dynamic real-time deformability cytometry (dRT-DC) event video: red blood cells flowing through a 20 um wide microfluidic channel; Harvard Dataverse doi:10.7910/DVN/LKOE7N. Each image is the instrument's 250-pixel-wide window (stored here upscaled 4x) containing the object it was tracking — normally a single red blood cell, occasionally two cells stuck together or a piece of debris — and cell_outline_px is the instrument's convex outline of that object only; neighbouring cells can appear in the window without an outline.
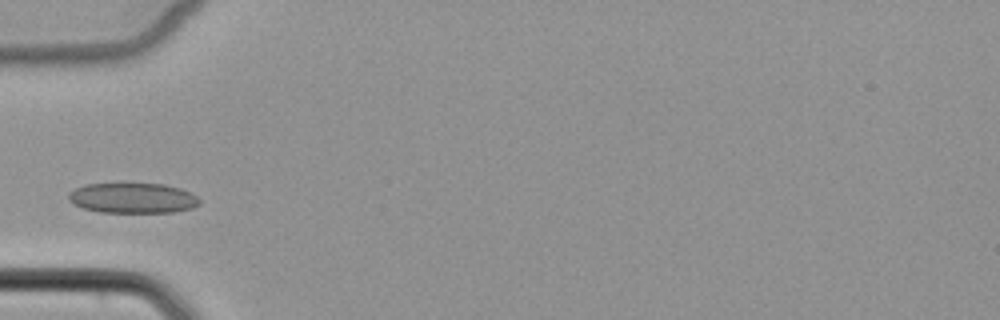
{"species": "common noctule bat (a hibernating species)", "species_latin": "Nyctalus noctula", "temperature_condition": "cold", "stored_images_in_passage": 3, "camera_frame_rate_fps": 3000, "um_per_image_px": 0.085, "animal": {"sex": "female", "body_mass_g": 22.7, "forearm_length_mm": 54.2}, "frame": {"image": 1, "passage_image": 2, "time_ms": 2.0, "image_size_px": [1000, 320], "cell_outline_px": [[200, 204], [192, 208], [172, 212], [100, 212], [84, 208], [68, 200], [68, 192], [84, 184], [164, 184], [180, 188], [196, 196], [200, 200]], "centroid_in_image_um": [11.28, 16.83], "position_along_channel_um": 73.7, "area_um2": 22.89}}
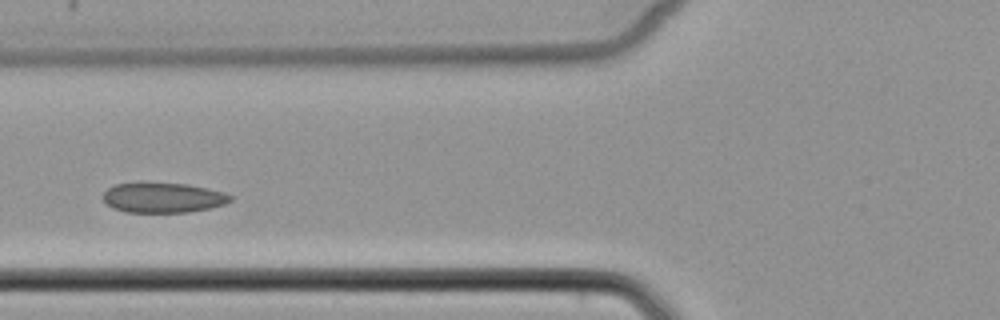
{"frame": {"image": 2, "passage_image": 3, "time_ms": 3.0, "image_size_px": [1000, 320], "cell_outline_px": [[232, 200], [224, 204], [212, 208], [188, 212], [124, 212], [112, 208], [104, 200], [104, 192], [108, 188], [116, 184], [140, 180], [188, 184], [208, 188], [224, 192], [232, 196]], "centroid_in_image_um": [13.84, 16.76], "position_along_channel_um": 112.0, "area_um2": 23.0}}